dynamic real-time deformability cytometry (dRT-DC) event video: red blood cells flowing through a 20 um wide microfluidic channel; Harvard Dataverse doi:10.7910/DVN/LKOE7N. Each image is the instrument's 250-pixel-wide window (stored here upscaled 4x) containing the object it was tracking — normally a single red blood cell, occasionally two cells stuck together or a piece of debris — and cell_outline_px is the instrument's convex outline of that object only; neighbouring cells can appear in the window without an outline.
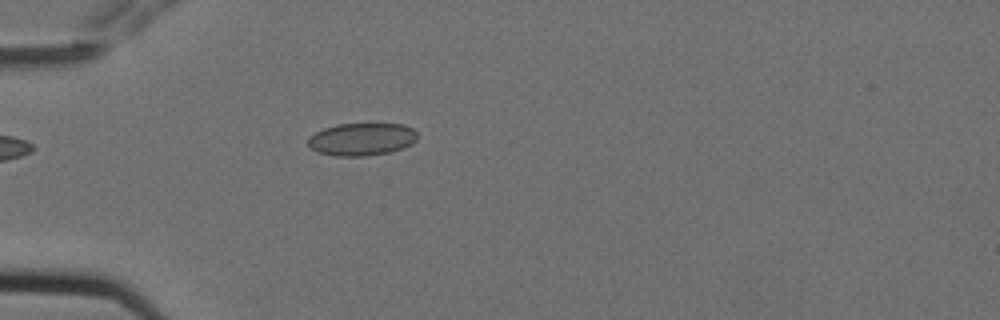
{"species": "Egyptian fruit bat (a non-hibernating species)", "species_latin": "Rousettus aegyptiacus", "temperature_condition": "cold", "stored_images_in_passage": 4, "camera_frame_rate_fps": 3000, "um_per_image_px": 0.085, "animal": {"sex": "female"}, "frame": {"image": 1, "passage_image": 4, "time_ms": 1.0, "image_size_px": [1000, 320], "cell_outline_px": [[416, 140], [412, 144], [388, 152], [368, 156], [336, 156], [320, 152], [312, 148], [308, 144], [308, 136], [324, 128], [336, 124], [404, 124], [412, 128], [416, 132]], "centroid_in_image_um": [30.74, 11.83], "position_along_channel_um": 54.3, "area_um2": 20.63}}